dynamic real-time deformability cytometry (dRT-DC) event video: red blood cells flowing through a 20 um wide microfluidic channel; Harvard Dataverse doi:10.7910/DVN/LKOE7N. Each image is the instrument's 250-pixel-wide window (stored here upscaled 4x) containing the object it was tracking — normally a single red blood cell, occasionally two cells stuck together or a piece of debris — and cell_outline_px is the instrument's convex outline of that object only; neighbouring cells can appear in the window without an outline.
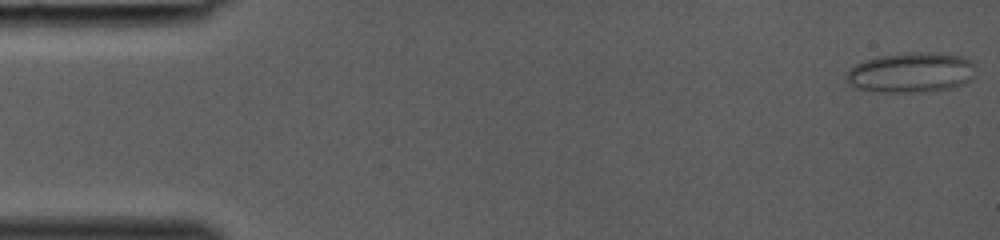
{"species": "common noctule bat (a hibernating species)", "species_latin": "Nyctalus noctula", "temperature_condition": "room temperature", "stored_images_in_passage": 39, "camera_frame_rate_fps": 3000, "um_per_image_px": 0.085, "animal": {"sex": "female", "body_mass_g": 19.0, "forearm_length_mm": 53.3}, "frame": {"image": 1, "passage_image": 1, "time_ms": 0.0, "image_size_px": [1000, 240], "cell_outline_px": [[976, 68], [972, 76], [968, 80], [952, 88], [924, 92], [880, 92], [860, 88], [848, 84], [844, 80], [844, 76], [848, 68], [864, 60], [876, 56], [908, 52], [936, 52], [964, 56], [972, 60], [976, 64]], "centroid_in_image_um": [77.42, 6.14], "position_along_channel_um": 7.6, "area_um2": 30.75}}
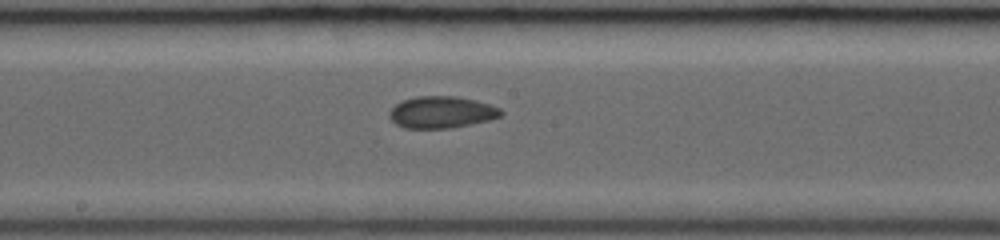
{"frame": {"image": 2, "passage_image": 22, "time_ms": 7.0, "image_size_px": [1000, 240], "cell_outline_px": [[504, 112], [500, 116], [488, 120], [452, 128], [404, 128], [396, 124], [388, 116], [388, 112], [396, 104], [404, 100], [416, 96], [456, 96], [476, 100], [500, 108]], "centroid_in_image_um": [37.52, 9.54], "position_along_channel_um": 210.7, "area_um2": 20.63}}
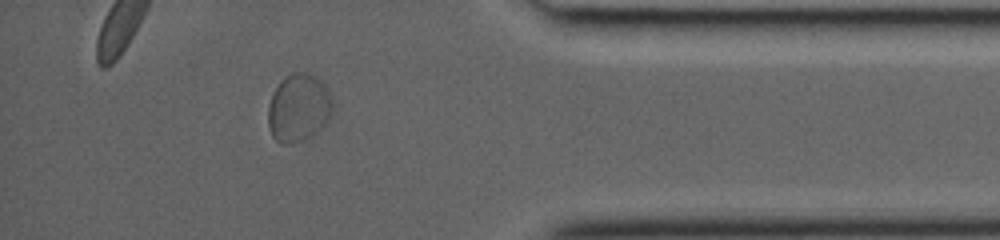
{"frame": {"image": 3, "passage_image": 35, "time_ms": 11.333, "image_size_px": [1000, 240], "cell_outline_px": [[332, 112], [328, 124], [320, 132], [304, 140], [288, 144], [280, 144], [272, 136], [268, 128], [268, 108], [272, 96], [276, 88], [292, 72], [308, 72], [316, 76], [328, 88], [332, 100]], "centroid_in_image_um": [25.42, 9.21], "position_along_channel_um": 409.8, "area_um2": 25.89}}